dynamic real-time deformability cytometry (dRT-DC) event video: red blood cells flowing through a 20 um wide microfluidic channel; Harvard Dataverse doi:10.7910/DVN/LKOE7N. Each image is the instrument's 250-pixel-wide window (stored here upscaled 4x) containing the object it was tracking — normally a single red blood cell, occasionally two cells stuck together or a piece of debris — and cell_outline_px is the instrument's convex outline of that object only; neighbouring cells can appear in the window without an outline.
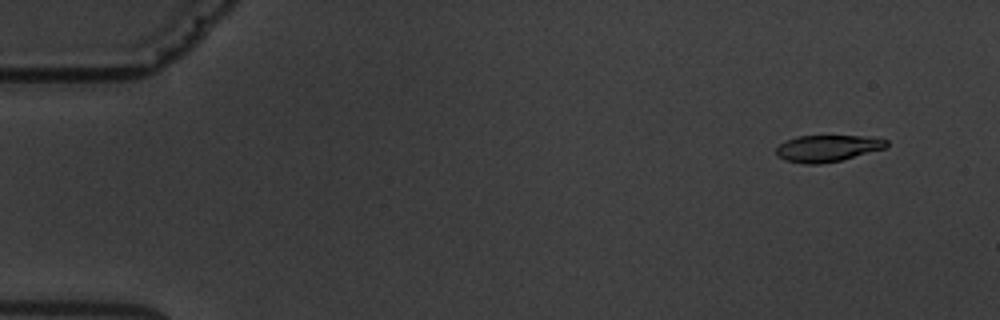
{"species": "common noctule bat (a hibernating species)", "species_latin": "Nyctalus noctula", "temperature_condition": "warm", "stored_images_in_passage": 10, "camera_frame_rate_fps": 3000, "um_per_image_px": 0.085, "animal": {"sex": "male", "body_mass_g": 19.5, "forearm_length_mm": 54.6}, "frame": {"image": 1, "passage_image": 2, "time_ms": 1.0, "image_size_px": [1000, 320], "cell_outline_px": [[888, 144], [884, 148], [840, 160], [820, 164], [804, 164], [784, 160], [776, 156], [776, 148], [780, 144], [788, 140], [800, 136], [864, 136], [888, 140]], "centroid_in_image_um": [70.29, 12.61], "position_along_channel_um": 14.7, "area_um2": 16.88}}
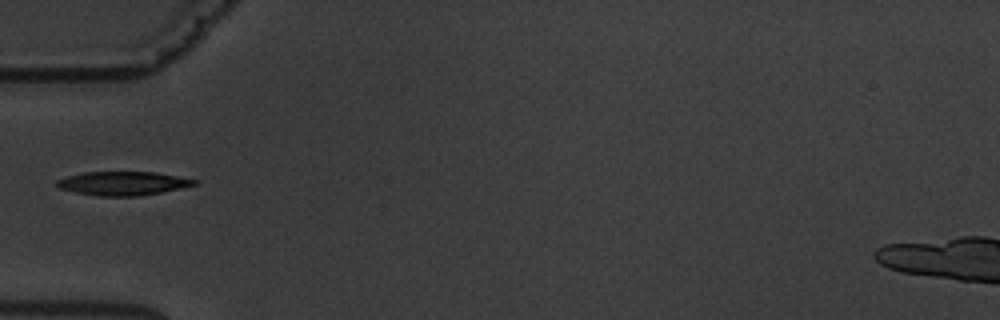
{"frame": {"image": 2, "passage_image": 6, "time_ms": 6.0, "image_size_px": [1000, 320], "cell_outline_px": [[200, 180], [196, 184], [160, 192], [140, 196], [96, 196], [76, 192], [60, 188], [56, 184], [56, 180], [68, 176], [84, 172], [156, 172]], "centroid_in_image_um": [10.45, 15.58], "position_along_channel_um": 74.6, "area_um2": 18.9}}